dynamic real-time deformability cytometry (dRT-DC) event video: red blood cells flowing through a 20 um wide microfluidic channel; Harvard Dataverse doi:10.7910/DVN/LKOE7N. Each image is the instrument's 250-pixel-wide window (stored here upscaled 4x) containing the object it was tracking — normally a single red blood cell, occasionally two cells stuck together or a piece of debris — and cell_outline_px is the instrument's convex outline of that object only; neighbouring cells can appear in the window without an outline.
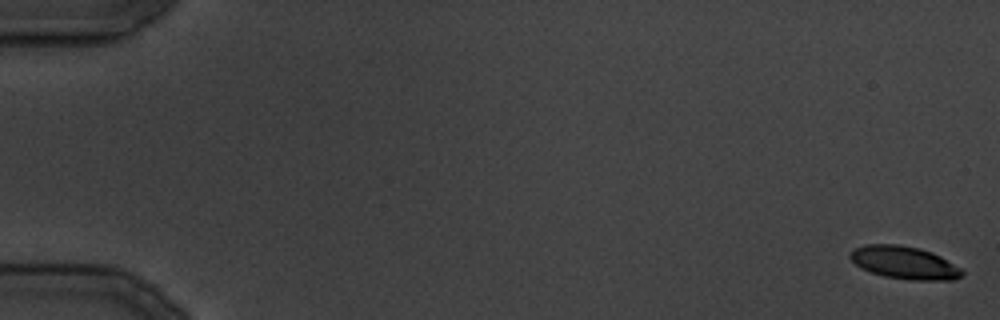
{"species": "common noctule bat (a hibernating species)", "species_latin": "Nyctalus noctula", "temperature_condition": "cold", "stored_images_in_passage": 23, "camera_frame_rate_fps": 3000, "um_per_image_px": 0.085, "animal": {"sex": "male", "body_mass_g": 19.5, "forearm_length_mm": 54.6}, "frame": {"image": 1, "passage_image": 1, "time_ms": 0.0, "image_size_px": [1000, 320], "cell_outline_px": [[964, 272], [960, 276], [952, 280], [912, 280], [884, 276], [872, 272], [856, 264], [848, 256], [856, 248], [868, 244], [896, 244], [920, 248], [932, 252], [940, 256], [960, 268]], "centroid_in_image_um": [76.89, 22.32], "position_along_channel_um": 8.1, "area_um2": 20.98}}
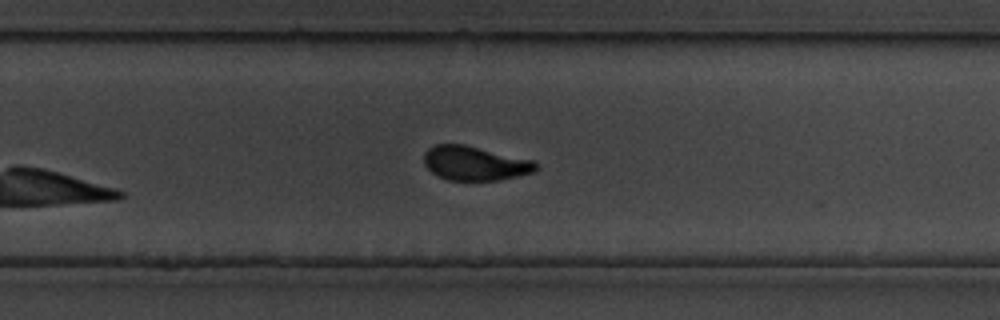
{"frame": {"image": 2, "passage_image": 23, "time_ms": 28.0, "image_size_px": [1000, 320], "cell_outline_px": [[536, 172], [500, 180], [448, 180], [432, 172], [424, 164], [424, 152], [428, 148], [436, 144], [464, 144], [532, 160], [536, 164]], "centroid_in_image_um": [40.35, 13.88], "position_along_channel_um": 289.5, "area_um2": 22.2}}